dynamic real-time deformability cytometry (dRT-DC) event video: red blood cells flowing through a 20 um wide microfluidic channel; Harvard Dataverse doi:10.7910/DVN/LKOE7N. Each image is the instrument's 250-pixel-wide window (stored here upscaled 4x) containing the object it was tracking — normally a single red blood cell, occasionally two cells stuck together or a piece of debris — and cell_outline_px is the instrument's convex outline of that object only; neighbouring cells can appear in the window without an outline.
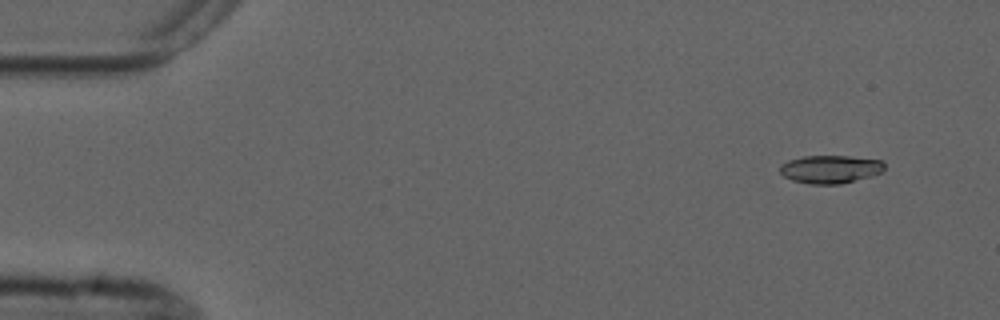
{"species": "common noctule bat (a hibernating species)", "species_latin": "Nyctalus noctula", "temperature_condition": "cold", "stored_images_in_passage": 7, "camera_frame_rate_fps": 3000, "um_per_image_px": 0.085, "animal": {"sex": "male", "forearm_length_mm": 52.5}, "frame": {"image": 1, "passage_image": 2, "time_ms": 1.333, "image_size_px": [1000, 320], "cell_outline_px": [[884, 168], [880, 172], [872, 176], [840, 184], [808, 184], [792, 180], [784, 176], [780, 172], [780, 164], [788, 160], [804, 156], [848, 156], [884, 160]], "centroid_in_image_um": [70.57, 14.38], "position_along_channel_um": 14.4, "area_um2": 17.17}}
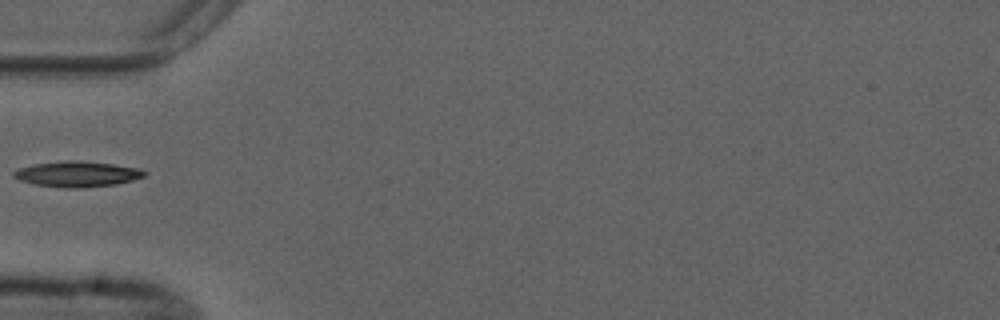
{"frame": {"image": 2, "passage_image": 6, "time_ms": 6.0, "image_size_px": [1000, 320], "cell_outline_px": [[148, 172], [144, 176], [132, 180], [116, 184], [80, 188], [64, 188], [36, 184], [20, 180], [12, 176], [12, 172], [20, 168], [36, 164], [64, 160], [76, 160], [112, 164], [140, 168]], "centroid_in_image_um": [6.58, 14.79], "position_along_channel_um": 78.4, "area_um2": 19.36}}
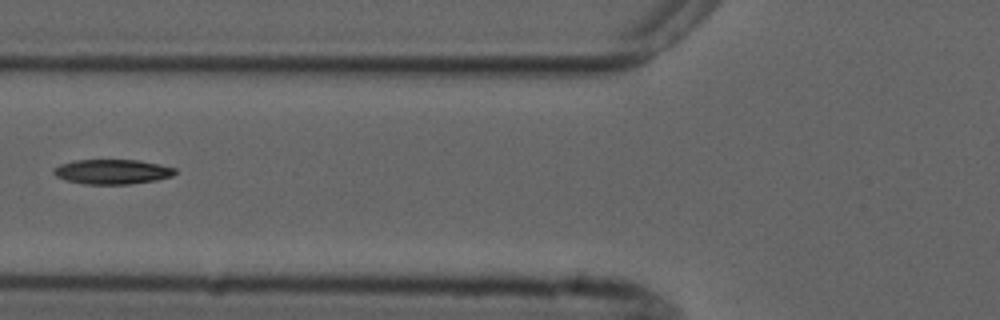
{"frame": {"image": 3, "passage_image": 7, "time_ms": 7.0, "image_size_px": [1000, 320], "cell_outline_px": [[176, 172], [172, 176], [156, 180], [128, 184], [84, 184], [64, 180], [56, 176], [52, 172], [52, 168], [60, 164], [76, 160], [140, 160], [176, 168]], "centroid_in_image_um": [9.51, 14.59], "position_along_channel_um": 116.3, "area_um2": 17.57}}